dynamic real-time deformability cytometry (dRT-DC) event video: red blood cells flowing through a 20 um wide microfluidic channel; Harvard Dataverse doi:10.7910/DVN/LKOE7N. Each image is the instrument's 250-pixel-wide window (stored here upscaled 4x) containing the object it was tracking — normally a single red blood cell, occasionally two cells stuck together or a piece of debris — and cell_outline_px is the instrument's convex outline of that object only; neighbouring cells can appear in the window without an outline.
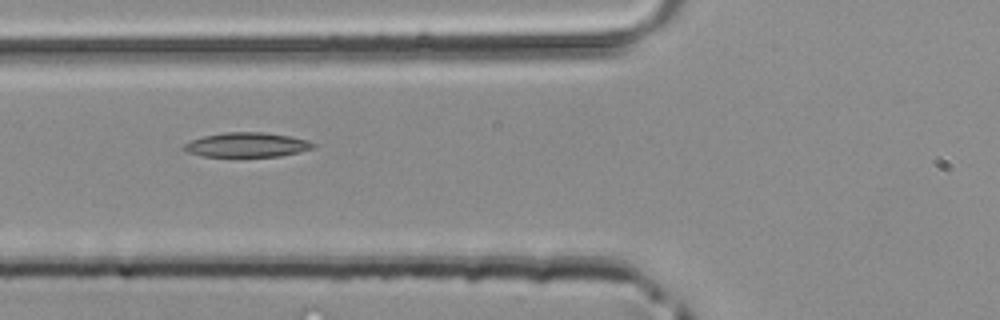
{"species": "common noctule bat (a hibernating species)", "species_latin": "Nyctalus noctula", "temperature_condition": "room temperature", "stored_images_in_passage": 5, "camera_frame_rate_fps": 3000, "um_per_image_px": 0.085, "animal": {"sex": "male", "body_mass_g": 20.4}, "frame": {"image": 1, "passage_image": 5, "time_ms": 1.333, "image_size_px": [1000, 320], "cell_outline_px": [[320, 144], [316, 148], [300, 152], [280, 156], [204, 156], [188, 152], [184, 148], [184, 144], [192, 140], [204, 136], [224, 132], [264, 132], [292, 136], [308, 140]], "centroid_in_image_um": [21.11, 12.3], "position_along_channel_um": 104.7, "area_um2": 18.55}}